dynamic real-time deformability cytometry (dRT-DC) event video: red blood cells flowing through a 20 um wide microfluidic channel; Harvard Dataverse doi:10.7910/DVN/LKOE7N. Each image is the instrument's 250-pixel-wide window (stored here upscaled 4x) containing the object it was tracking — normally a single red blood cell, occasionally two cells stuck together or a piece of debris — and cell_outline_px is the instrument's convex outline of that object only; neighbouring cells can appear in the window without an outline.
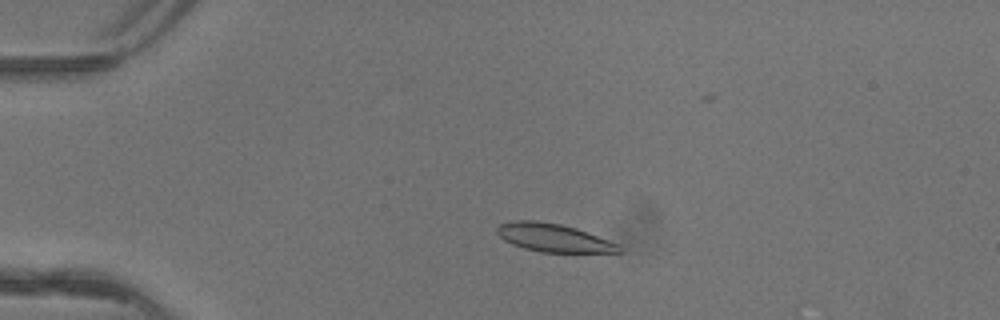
{"species": "common noctule bat (a hibernating species)", "species_latin": "Nyctalus noctula", "temperature_condition": "warm", "stored_images_in_passage": 4, "camera_frame_rate_fps": 3000, "um_per_image_px": 0.085, "animal": {"sex": "female"}, "frame": {"image": 1, "passage_image": 3, "time_ms": 0.667, "image_size_px": [1000, 320], "cell_outline_px": [[624, 252], [540, 252], [524, 248], [512, 244], [504, 240], [496, 232], [496, 228], [500, 224], [512, 220], [536, 220], [560, 224], [576, 228], [620, 244]], "centroid_in_image_um": [47.05, 20.2], "position_along_channel_um": 38.0, "area_um2": 20.06}}